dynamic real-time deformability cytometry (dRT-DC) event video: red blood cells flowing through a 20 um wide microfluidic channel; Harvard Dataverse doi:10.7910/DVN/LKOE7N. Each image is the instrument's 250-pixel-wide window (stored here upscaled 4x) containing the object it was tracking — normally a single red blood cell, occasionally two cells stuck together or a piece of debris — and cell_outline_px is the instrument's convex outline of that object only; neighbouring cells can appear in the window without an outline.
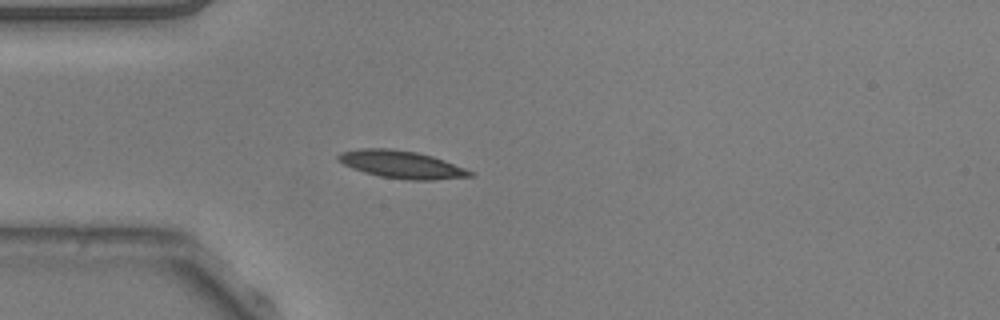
{"species": "common noctule bat (a hibernating species)", "species_latin": "Nyctalus noctula", "temperature_condition": "warm", "stored_images_in_passage": 5, "camera_frame_rate_fps": 3000, "um_per_image_px": 0.085, "animal": {"sex": "male", "body_mass_g": 20.5, "forearm_length_mm": 52.5}, "frame": {"image": 1, "passage_image": 1, "time_ms": 0.0, "image_size_px": [1000, 320], "cell_outline_px": [[476, 172], [472, 176], [432, 180], [408, 180], [380, 176], [364, 172], [352, 168], [336, 160], [336, 156], [340, 152], [360, 148], [388, 148], [416, 152], [432, 156], [444, 160]], "centroid_in_image_um": [34.12, 13.98], "position_along_channel_um": 50.9, "area_um2": 21.21}}